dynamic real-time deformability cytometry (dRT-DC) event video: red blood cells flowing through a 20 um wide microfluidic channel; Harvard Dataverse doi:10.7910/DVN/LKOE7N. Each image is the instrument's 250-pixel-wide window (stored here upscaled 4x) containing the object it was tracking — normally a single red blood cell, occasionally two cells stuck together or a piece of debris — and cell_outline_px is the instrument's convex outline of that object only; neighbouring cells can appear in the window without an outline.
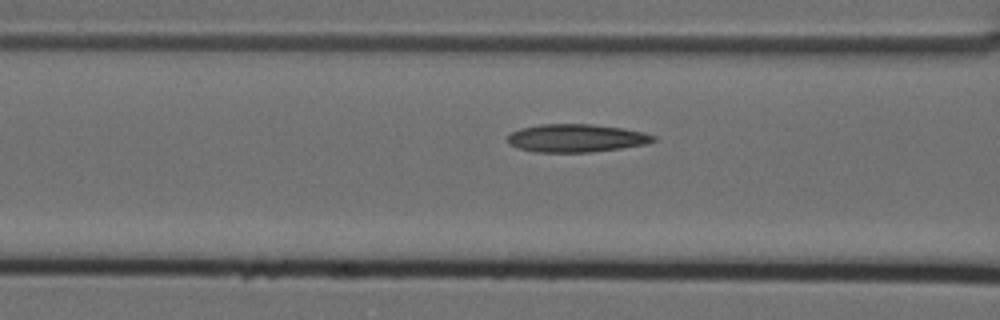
{"species": "Egyptian fruit bat (a non-hibernating species)", "species_latin": "Rousettus aegyptiacus", "temperature_condition": "cold", "stored_images_in_passage": 4, "segment_of_instrument_passage": [2, 2], "camera_frame_rate_fps": 3000, "um_per_image_px": 0.085, "animal": {"sex": "female"}, "frame": {"image": 1, "passage_image": 4, "time_ms": 1.0, "image_size_px": [1000, 320], "cell_outline_px": [[656, 140], [644, 144], [620, 148], [592, 152], [536, 152], [516, 148], [508, 144], [508, 136], [512, 132], [520, 128], [540, 124], [592, 124], [624, 128], [644, 132], [656, 136]], "centroid_in_image_um": [48.96, 11.74], "position_along_channel_um": 117.6, "area_um2": 23.87}}